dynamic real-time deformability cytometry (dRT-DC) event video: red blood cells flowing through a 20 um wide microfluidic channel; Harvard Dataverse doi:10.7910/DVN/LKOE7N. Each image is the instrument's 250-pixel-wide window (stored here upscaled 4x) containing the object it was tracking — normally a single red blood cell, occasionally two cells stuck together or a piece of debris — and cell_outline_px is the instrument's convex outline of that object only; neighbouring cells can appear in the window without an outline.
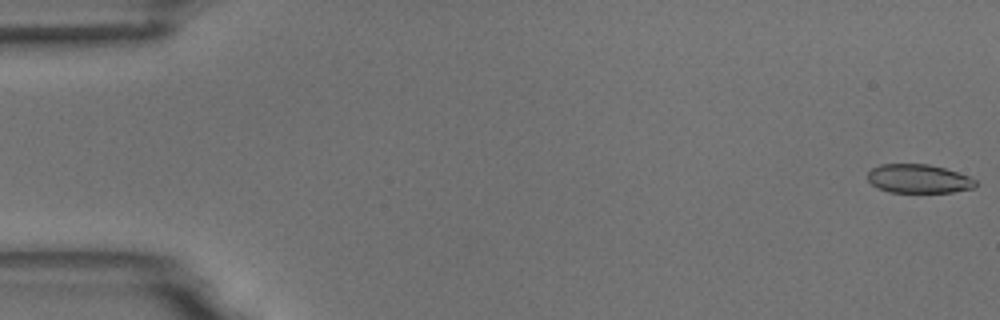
{"species": "common noctule bat (a hibernating species)", "species_latin": "Nyctalus noctula", "temperature_condition": "room temperature", "stored_images_in_passage": 55, "camera_frame_rate_fps": 3000, "um_per_image_px": 0.085, "animal": {"sex": "male", "body_mass_g": 18.8}, "frame": {"image": 1, "passage_image": 1, "time_ms": 0.0, "image_size_px": [1000, 320], "cell_outline_px": [[976, 188], [952, 192], [888, 192], [872, 184], [868, 180], [868, 172], [872, 168], [880, 164], [928, 164], [944, 168], [968, 176], [976, 180]], "centroid_in_image_um": [78.09, 15.19], "position_along_channel_um": 6.9, "area_um2": 18.03}}
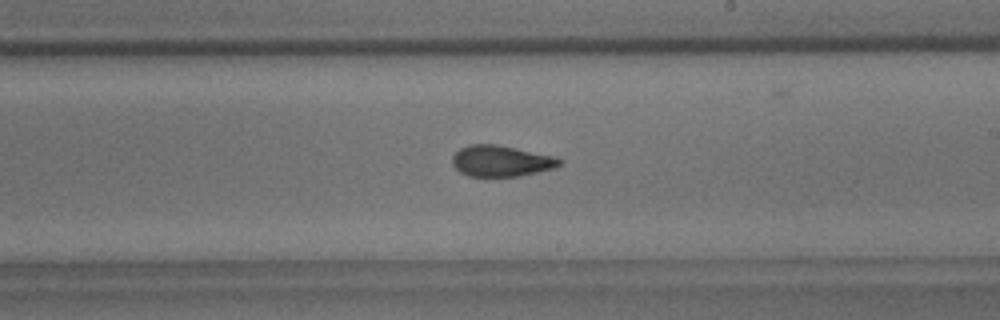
{"frame": {"image": 2, "passage_image": 32, "time_ms": 10.333, "image_size_px": [1000, 320], "cell_outline_px": [[564, 160], [556, 168], [520, 176], [468, 176], [460, 172], [452, 164], [452, 156], [460, 148], [468, 144], [496, 144], [516, 148], [552, 156]], "centroid_in_image_um": [42.58, 13.68], "position_along_channel_um": 246.4, "area_um2": 19.42}}
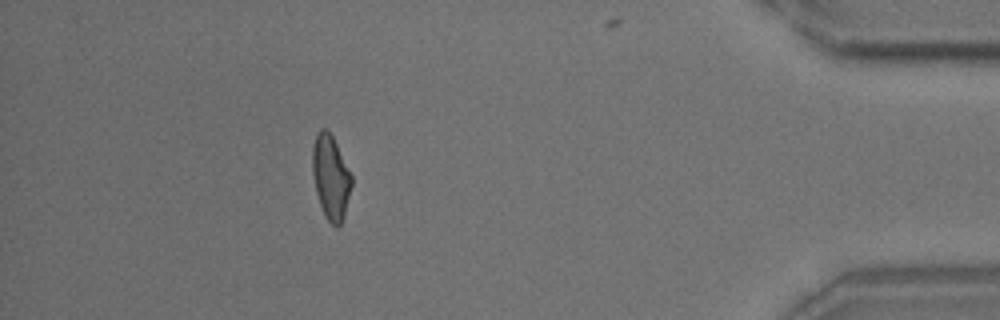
{"frame": {"image": 3, "passage_image": 49, "time_ms": 16.0, "image_size_px": [1000, 320], "cell_outline_px": [[352, 184], [344, 216], [340, 224], [336, 228], [324, 216], [316, 192], [312, 172], [312, 148], [316, 132], [320, 128], [324, 128], [332, 136], [352, 176]], "centroid_in_image_um": [28.09, 15.06], "position_along_channel_um": 407.1, "area_um2": 19.07}, "authors_computed_cell_mechanics": {"area_um2": 19.4786, "velocity_mm_per_s": 3.7198, "shape_relaxation_time_tau1_ms": 4.5512, "shape_relaxation_time_tau2_ms": 1.4701, "deformation_change_tau1": 0.1604, "deformation_change_tau2": 0.0895}}